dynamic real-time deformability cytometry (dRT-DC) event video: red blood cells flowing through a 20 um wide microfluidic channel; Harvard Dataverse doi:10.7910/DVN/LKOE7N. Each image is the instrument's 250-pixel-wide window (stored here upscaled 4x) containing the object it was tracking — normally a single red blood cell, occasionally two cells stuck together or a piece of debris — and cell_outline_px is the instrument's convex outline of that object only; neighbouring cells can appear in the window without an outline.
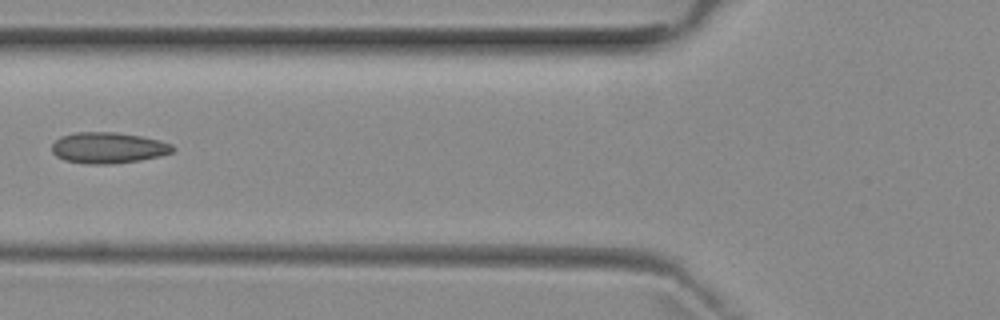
{"species": "common noctule bat (a hibernating species)", "species_latin": "Nyctalus noctula", "temperature_condition": "room temperature", "stored_images_in_passage": 5, "camera_frame_rate_fps": 3000, "um_per_image_px": 0.085, "animal": {"sex": "female", "body_mass_g": 29.2, "forearm_length_mm": 56.3}, "frame": {"image": 1, "passage_image": 5, "time_ms": 5.333, "image_size_px": [1000, 320], "cell_outline_px": [[176, 148], [172, 152], [160, 156], [140, 160], [112, 164], [84, 164], [64, 160], [56, 156], [52, 152], [52, 144], [60, 136], [76, 132], [116, 132], [140, 136], [160, 140], [172, 144]], "centroid_in_image_um": [9.19, 12.56], "position_along_channel_um": 116.6, "area_um2": 22.02}}